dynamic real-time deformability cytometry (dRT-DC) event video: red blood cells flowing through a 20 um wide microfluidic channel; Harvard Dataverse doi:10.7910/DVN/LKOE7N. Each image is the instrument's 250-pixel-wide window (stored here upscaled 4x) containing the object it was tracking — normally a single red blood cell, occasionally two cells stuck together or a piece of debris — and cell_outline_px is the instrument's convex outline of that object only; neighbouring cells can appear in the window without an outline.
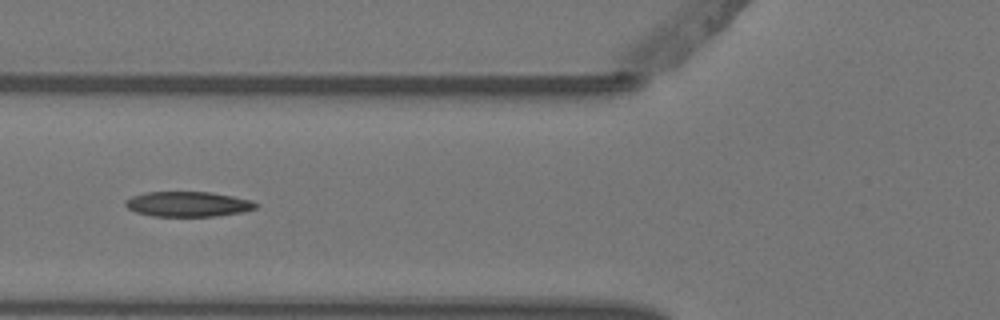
{"species": "Egyptian fruit bat (a non-hibernating species)", "species_latin": "Rousettus aegyptiacus", "temperature_condition": "warm", "stored_images_in_passage": 9, "camera_frame_rate_fps": 3000, "um_per_image_px": 0.085, "animal": {"sex": "female"}, "frame": {"image": 1, "passage_image": 6, "time_ms": 1.667, "image_size_px": [1000, 320], "cell_outline_px": [[260, 204], [256, 208], [240, 212], [216, 216], [152, 216], [136, 212], [128, 208], [124, 204], [124, 200], [132, 196], [144, 192], [212, 192], [252, 200]], "centroid_in_image_um": [15.97, 17.34], "position_along_channel_um": 109.8, "area_um2": 19.13}}
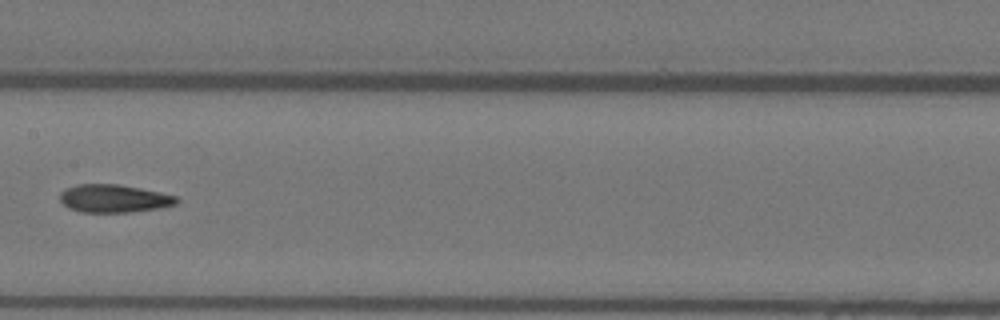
{"frame": {"image": 2, "passage_image": 8, "time_ms": 2.333, "image_size_px": [1000, 320], "cell_outline_px": [[180, 200], [176, 204], [160, 208], [132, 212], [80, 212], [68, 208], [60, 200], [60, 192], [64, 188], [76, 184], [120, 184], [160, 192], [176, 196]], "centroid_in_image_um": [9.67, 16.87], "position_along_channel_um": 197.7, "area_um2": 19.19}}
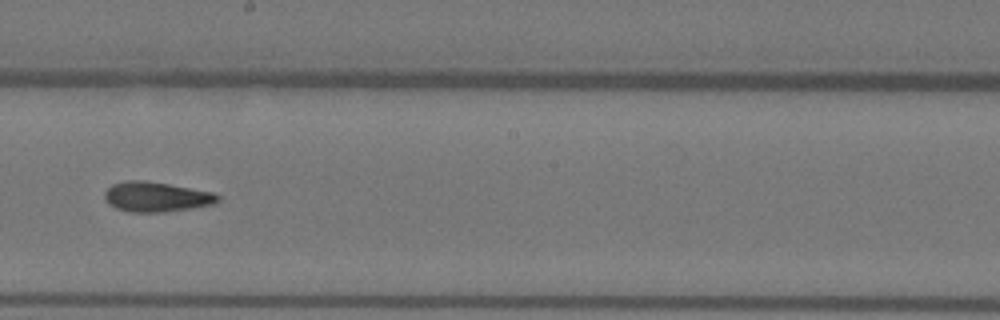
{"frame": {"image": 3, "passage_image": 9, "time_ms": 2.667, "image_size_px": [1000, 320], "cell_outline_px": [[220, 200], [216, 204], [192, 208], [164, 212], [128, 212], [116, 208], [108, 204], [104, 196], [104, 192], [112, 184], [128, 180], [144, 180], [168, 184], [212, 192], [220, 196]], "centroid_in_image_um": [13.28, 16.74], "position_along_channel_um": 234.9, "area_um2": 19.83}}